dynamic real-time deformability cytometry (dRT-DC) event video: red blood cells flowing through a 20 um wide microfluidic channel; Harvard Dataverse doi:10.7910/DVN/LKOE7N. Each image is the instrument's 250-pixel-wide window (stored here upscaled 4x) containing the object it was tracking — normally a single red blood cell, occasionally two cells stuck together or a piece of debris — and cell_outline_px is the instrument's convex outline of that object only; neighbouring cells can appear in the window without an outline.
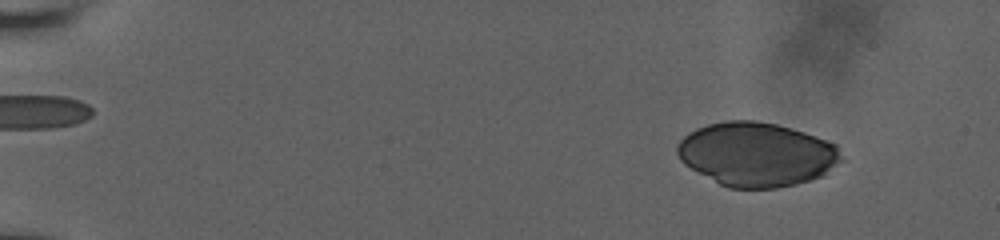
{"species": "human", "species_latin": "Homo sapiens", "temperature_condition": "room temperature", "stored_images_in_passage": 8, "camera_frame_rate_fps": 3000, "um_per_image_px": 0.085, "donor": {"sex": "male"}, "frame": {"image": 1, "passage_image": 2, "time_ms": 1.0, "image_size_px": [1000, 240], "cell_outline_px": [[844, 160], [820, 176], [796, 184], [776, 188], [728, 188], [720, 184], [684, 164], [680, 160], [676, 152], [676, 144], [688, 132], [696, 128], [708, 124], [724, 120], [756, 120], [776, 124], [792, 128], [816, 136], [836, 144]], "centroid_in_image_um": [64.3, 13.1], "position_along_channel_um": 20.7, "area_um2": 61.27}}